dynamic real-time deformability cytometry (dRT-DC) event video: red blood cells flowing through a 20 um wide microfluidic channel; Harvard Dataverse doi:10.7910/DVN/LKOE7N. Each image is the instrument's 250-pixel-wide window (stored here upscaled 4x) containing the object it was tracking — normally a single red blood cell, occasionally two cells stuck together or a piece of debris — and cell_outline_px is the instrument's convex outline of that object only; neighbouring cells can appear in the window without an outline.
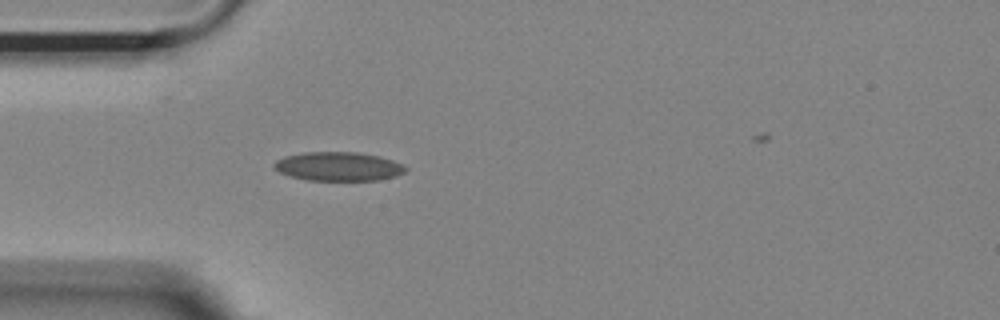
{"species": "Egyptian fruit bat (a non-hibernating species)", "species_latin": "Rousettus aegyptiacus", "temperature_condition": "room temperature", "stored_images_in_passage": 34, "camera_frame_rate_fps": 3000, "um_per_image_px": 0.085, "animal": {"sex": "female"}, "frame": {"image": 1, "passage_image": 1, "time_ms": 0.0, "image_size_px": [1000, 320], "cell_outline_px": [[408, 168], [404, 172], [396, 176], [376, 180], [308, 180], [292, 176], [280, 172], [272, 168], [272, 164], [276, 160], [284, 156], [304, 152], [356, 152], [380, 156], [392, 160]], "centroid_in_image_um": [28.73, 14.14], "position_along_channel_um": 56.3, "area_um2": 22.08}}
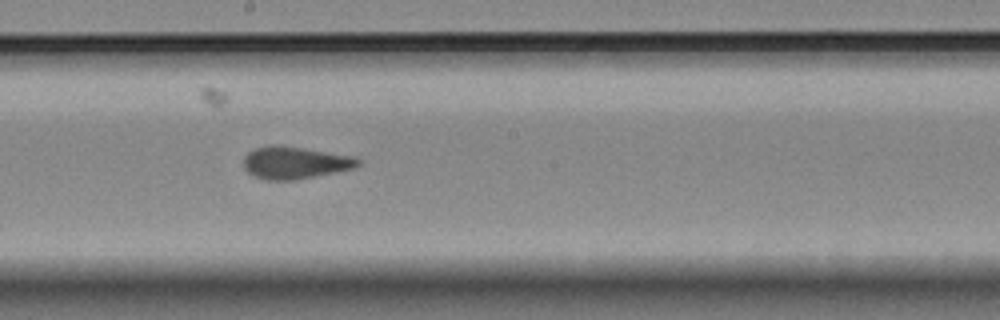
{"frame": {"image": 2, "passage_image": 15, "time_ms": 4.667, "image_size_px": [1000, 320], "cell_outline_px": [[360, 164], [356, 168], [292, 180], [268, 180], [256, 176], [248, 172], [244, 168], [244, 156], [248, 152], [256, 148], [268, 144], [280, 144], [356, 156], [360, 160]], "centroid_in_image_um": [25.09, 13.8], "position_along_channel_um": 223.1, "area_um2": 21.68}}
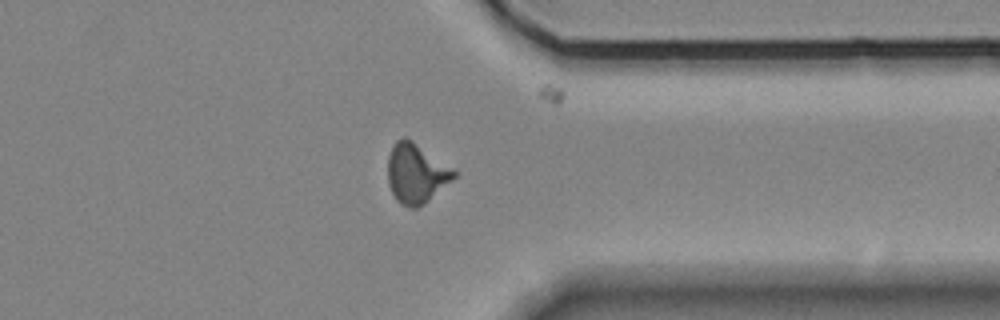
{"frame": {"image": 3, "passage_image": 28, "time_ms": 9.0, "image_size_px": [1000, 320], "cell_outline_px": [[460, 172], [452, 180], [424, 204], [416, 208], [408, 208], [400, 204], [396, 200], [388, 184], [388, 156], [396, 140], [404, 136], [412, 140]], "centroid_in_image_um": [35.38, 14.74], "position_along_channel_um": 376.0, "area_um2": 23.18}}